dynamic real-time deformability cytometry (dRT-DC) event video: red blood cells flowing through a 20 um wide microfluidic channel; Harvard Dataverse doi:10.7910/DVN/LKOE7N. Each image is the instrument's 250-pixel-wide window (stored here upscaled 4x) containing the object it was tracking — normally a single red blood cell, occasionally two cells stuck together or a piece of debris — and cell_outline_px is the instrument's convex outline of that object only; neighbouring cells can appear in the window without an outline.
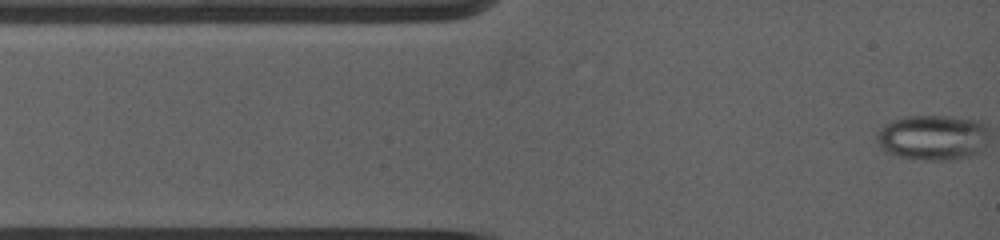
{"species": "common noctule bat (a hibernating species)", "species_latin": "Nyctalus noctula", "temperature_condition": "warm", "stored_images_in_passage": 47, "camera_frame_rate_fps": 5000, "um_per_image_px": 0.085, "animal": {"sex": "female", "body_mass_g": 19.0, "forearm_length_mm": 53.3}, "frame": {"image": 1, "passage_image": 1, "time_ms": 0.0, "image_size_px": [1000, 240], "cell_outline_px": [[984, 128], [976, 152], [964, 156], [940, 160], [932, 160], [900, 156], [888, 152], [880, 144], [880, 132], [888, 124], [896, 120], [912, 116], [952, 116], [972, 120], [980, 124]], "centroid_in_image_um": [79.2, 11.67], "position_along_channel_um": 5.8, "area_um2": 27.17}}
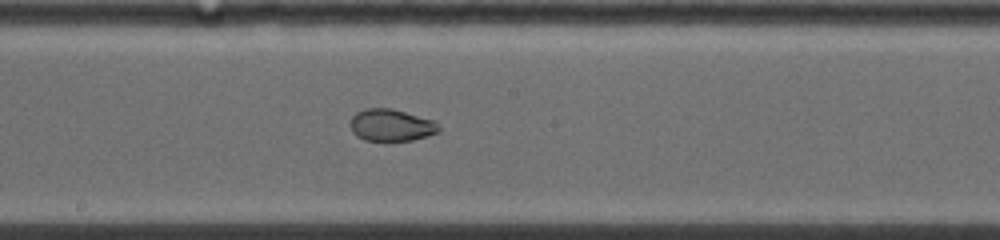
{"frame": {"image": 2, "passage_image": 24, "time_ms": 6.6, "image_size_px": [1000, 240], "cell_outline_px": [[440, 132], [428, 136], [412, 140], [364, 140], [356, 136], [352, 132], [352, 116], [356, 112], [368, 108], [392, 108], [432, 120], [440, 128]], "centroid_in_image_um": [33.25, 10.64], "position_along_channel_um": 214.9, "area_um2": 16.3}}
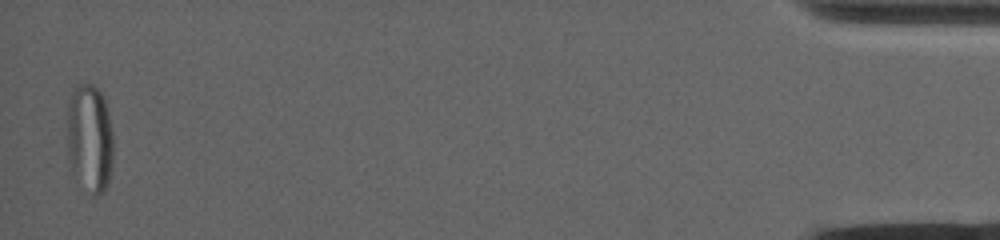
{"frame": {"image": 3, "passage_image": 47, "time_ms": 15.6, "image_size_px": [1000, 240], "cell_outline_px": [[112, 160], [108, 180], [104, 188], [96, 196], [88, 196], [68, 148], [68, 108], [72, 92], [80, 84], [92, 84], [104, 96], [112, 132]], "centroid_in_image_um": [7.66, 11.68], "position_along_channel_um": 427.5, "area_um2": 27.86}, "authors_computed_cell_mechanics": {"area_um2": 21.097, "velocity_mm_per_s": 3.9472, "shape_relaxation_time_tau1_ms": null, "shape_relaxation_time_tau2_ms": 0.9872, "deformation_change_tau1": null, "deformation_change_tau2": 0.0473}}